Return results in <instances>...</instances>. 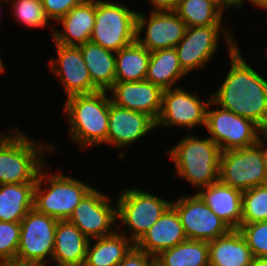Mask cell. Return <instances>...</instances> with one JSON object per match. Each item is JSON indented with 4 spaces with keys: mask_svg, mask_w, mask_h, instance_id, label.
Masks as SVG:
<instances>
[{
    "mask_svg": "<svg viewBox=\"0 0 267 266\" xmlns=\"http://www.w3.org/2000/svg\"><path fill=\"white\" fill-rule=\"evenodd\" d=\"M231 67L210 105L229 110L267 128V80L247 64L239 47L229 51Z\"/></svg>",
    "mask_w": 267,
    "mask_h": 266,
    "instance_id": "cell-1",
    "label": "cell"
},
{
    "mask_svg": "<svg viewBox=\"0 0 267 266\" xmlns=\"http://www.w3.org/2000/svg\"><path fill=\"white\" fill-rule=\"evenodd\" d=\"M13 131V132H12ZM20 133L16 127L0 136V185L36 182L46 166L44 154L54 151ZM44 153V154H43ZM45 163V164H44ZM44 165V166H43Z\"/></svg>",
    "mask_w": 267,
    "mask_h": 266,
    "instance_id": "cell-2",
    "label": "cell"
},
{
    "mask_svg": "<svg viewBox=\"0 0 267 266\" xmlns=\"http://www.w3.org/2000/svg\"><path fill=\"white\" fill-rule=\"evenodd\" d=\"M106 92L74 95L65 102L70 139L84 149L106 143L109 121V97Z\"/></svg>",
    "mask_w": 267,
    "mask_h": 266,
    "instance_id": "cell-3",
    "label": "cell"
},
{
    "mask_svg": "<svg viewBox=\"0 0 267 266\" xmlns=\"http://www.w3.org/2000/svg\"><path fill=\"white\" fill-rule=\"evenodd\" d=\"M168 155L178 177L201 189L219 181L220 147L209 137L188 135Z\"/></svg>",
    "mask_w": 267,
    "mask_h": 266,
    "instance_id": "cell-4",
    "label": "cell"
},
{
    "mask_svg": "<svg viewBox=\"0 0 267 266\" xmlns=\"http://www.w3.org/2000/svg\"><path fill=\"white\" fill-rule=\"evenodd\" d=\"M43 169L44 167L35 183L33 208L57 220H67L93 187L70 176L59 174V171L55 175H47ZM45 179L49 185L47 183V187L42 188Z\"/></svg>",
    "mask_w": 267,
    "mask_h": 266,
    "instance_id": "cell-5",
    "label": "cell"
},
{
    "mask_svg": "<svg viewBox=\"0 0 267 266\" xmlns=\"http://www.w3.org/2000/svg\"><path fill=\"white\" fill-rule=\"evenodd\" d=\"M137 12L126 5L95 0V25L90 41L118 52L136 40Z\"/></svg>",
    "mask_w": 267,
    "mask_h": 266,
    "instance_id": "cell-6",
    "label": "cell"
},
{
    "mask_svg": "<svg viewBox=\"0 0 267 266\" xmlns=\"http://www.w3.org/2000/svg\"><path fill=\"white\" fill-rule=\"evenodd\" d=\"M219 181L241 191L267 184L266 157L262 146L221 151Z\"/></svg>",
    "mask_w": 267,
    "mask_h": 266,
    "instance_id": "cell-7",
    "label": "cell"
},
{
    "mask_svg": "<svg viewBox=\"0 0 267 266\" xmlns=\"http://www.w3.org/2000/svg\"><path fill=\"white\" fill-rule=\"evenodd\" d=\"M58 220L32 208L20 222L16 265L37 266L52 262ZM46 259V260H45Z\"/></svg>",
    "mask_w": 267,
    "mask_h": 266,
    "instance_id": "cell-8",
    "label": "cell"
},
{
    "mask_svg": "<svg viewBox=\"0 0 267 266\" xmlns=\"http://www.w3.org/2000/svg\"><path fill=\"white\" fill-rule=\"evenodd\" d=\"M121 193L116 203L117 219L133 232L129 238L136 244L172 202L137 188L125 189Z\"/></svg>",
    "mask_w": 267,
    "mask_h": 266,
    "instance_id": "cell-9",
    "label": "cell"
},
{
    "mask_svg": "<svg viewBox=\"0 0 267 266\" xmlns=\"http://www.w3.org/2000/svg\"><path fill=\"white\" fill-rule=\"evenodd\" d=\"M222 25L187 27L184 37L174 47L182 69L188 74L195 69L203 68L217 50L220 32L224 41L233 51L238 45ZM224 29V30H223Z\"/></svg>",
    "mask_w": 267,
    "mask_h": 266,
    "instance_id": "cell-10",
    "label": "cell"
},
{
    "mask_svg": "<svg viewBox=\"0 0 267 266\" xmlns=\"http://www.w3.org/2000/svg\"><path fill=\"white\" fill-rule=\"evenodd\" d=\"M211 138L221 151L247 148L259 141L261 128L252 120L217 108L207 110L206 125Z\"/></svg>",
    "mask_w": 267,
    "mask_h": 266,
    "instance_id": "cell-11",
    "label": "cell"
},
{
    "mask_svg": "<svg viewBox=\"0 0 267 266\" xmlns=\"http://www.w3.org/2000/svg\"><path fill=\"white\" fill-rule=\"evenodd\" d=\"M188 240L210 242L227 234L231 228L220 219L202 200L194 196H182L172 202Z\"/></svg>",
    "mask_w": 267,
    "mask_h": 266,
    "instance_id": "cell-12",
    "label": "cell"
},
{
    "mask_svg": "<svg viewBox=\"0 0 267 266\" xmlns=\"http://www.w3.org/2000/svg\"><path fill=\"white\" fill-rule=\"evenodd\" d=\"M67 220L73 223L89 240H91L90 238H100L115 232L113 230L117 220V208L110 205L107 195L92 188Z\"/></svg>",
    "mask_w": 267,
    "mask_h": 266,
    "instance_id": "cell-13",
    "label": "cell"
},
{
    "mask_svg": "<svg viewBox=\"0 0 267 266\" xmlns=\"http://www.w3.org/2000/svg\"><path fill=\"white\" fill-rule=\"evenodd\" d=\"M197 95V92H187L180 87L163 90L156 126H181L188 129L202 124L205 126L211 97L207 99L209 102H203Z\"/></svg>",
    "mask_w": 267,
    "mask_h": 266,
    "instance_id": "cell-14",
    "label": "cell"
},
{
    "mask_svg": "<svg viewBox=\"0 0 267 266\" xmlns=\"http://www.w3.org/2000/svg\"><path fill=\"white\" fill-rule=\"evenodd\" d=\"M148 17L137 12L136 41L148 51L174 48L184 37L186 24L174 11L152 10ZM144 28L146 34L142 39Z\"/></svg>",
    "mask_w": 267,
    "mask_h": 266,
    "instance_id": "cell-15",
    "label": "cell"
},
{
    "mask_svg": "<svg viewBox=\"0 0 267 266\" xmlns=\"http://www.w3.org/2000/svg\"><path fill=\"white\" fill-rule=\"evenodd\" d=\"M58 59L51 58V71L62 82L66 97L99 91L93 84L80 47L55 43ZM57 62V63H56Z\"/></svg>",
    "mask_w": 267,
    "mask_h": 266,
    "instance_id": "cell-16",
    "label": "cell"
},
{
    "mask_svg": "<svg viewBox=\"0 0 267 266\" xmlns=\"http://www.w3.org/2000/svg\"><path fill=\"white\" fill-rule=\"evenodd\" d=\"M156 121L146 113L119 107L109 98V121L106 143L115 148L132 144L148 134Z\"/></svg>",
    "mask_w": 267,
    "mask_h": 266,
    "instance_id": "cell-17",
    "label": "cell"
},
{
    "mask_svg": "<svg viewBox=\"0 0 267 266\" xmlns=\"http://www.w3.org/2000/svg\"><path fill=\"white\" fill-rule=\"evenodd\" d=\"M111 92V102L133 111L146 113L157 121L162 102L163 90L147 81L115 82L107 91Z\"/></svg>",
    "mask_w": 267,
    "mask_h": 266,
    "instance_id": "cell-18",
    "label": "cell"
},
{
    "mask_svg": "<svg viewBox=\"0 0 267 266\" xmlns=\"http://www.w3.org/2000/svg\"><path fill=\"white\" fill-rule=\"evenodd\" d=\"M187 240L176 209L171 205L147 230L135 246L147 254L157 256Z\"/></svg>",
    "mask_w": 267,
    "mask_h": 266,
    "instance_id": "cell-19",
    "label": "cell"
},
{
    "mask_svg": "<svg viewBox=\"0 0 267 266\" xmlns=\"http://www.w3.org/2000/svg\"><path fill=\"white\" fill-rule=\"evenodd\" d=\"M58 23L63 25V32L50 27L55 43L79 47L90 41L95 25V0L73 7Z\"/></svg>",
    "mask_w": 267,
    "mask_h": 266,
    "instance_id": "cell-20",
    "label": "cell"
},
{
    "mask_svg": "<svg viewBox=\"0 0 267 266\" xmlns=\"http://www.w3.org/2000/svg\"><path fill=\"white\" fill-rule=\"evenodd\" d=\"M200 190L197 195L201 200L231 229H239L242 220L243 191L220 181Z\"/></svg>",
    "mask_w": 267,
    "mask_h": 266,
    "instance_id": "cell-21",
    "label": "cell"
},
{
    "mask_svg": "<svg viewBox=\"0 0 267 266\" xmlns=\"http://www.w3.org/2000/svg\"><path fill=\"white\" fill-rule=\"evenodd\" d=\"M89 239L68 220H58L52 262L57 266H84Z\"/></svg>",
    "mask_w": 267,
    "mask_h": 266,
    "instance_id": "cell-22",
    "label": "cell"
},
{
    "mask_svg": "<svg viewBox=\"0 0 267 266\" xmlns=\"http://www.w3.org/2000/svg\"><path fill=\"white\" fill-rule=\"evenodd\" d=\"M208 244L210 266H251L253 255L238 229H231Z\"/></svg>",
    "mask_w": 267,
    "mask_h": 266,
    "instance_id": "cell-23",
    "label": "cell"
},
{
    "mask_svg": "<svg viewBox=\"0 0 267 266\" xmlns=\"http://www.w3.org/2000/svg\"><path fill=\"white\" fill-rule=\"evenodd\" d=\"M79 47L92 84L99 91H108L115 83V52L91 41Z\"/></svg>",
    "mask_w": 267,
    "mask_h": 266,
    "instance_id": "cell-24",
    "label": "cell"
},
{
    "mask_svg": "<svg viewBox=\"0 0 267 266\" xmlns=\"http://www.w3.org/2000/svg\"><path fill=\"white\" fill-rule=\"evenodd\" d=\"M125 234L115 231L111 235L95 238L94 246L89 240L84 266H118L135 246Z\"/></svg>",
    "mask_w": 267,
    "mask_h": 266,
    "instance_id": "cell-25",
    "label": "cell"
},
{
    "mask_svg": "<svg viewBox=\"0 0 267 266\" xmlns=\"http://www.w3.org/2000/svg\"><path fill=\"white\" fill-rule=\"evenodd\" d=\"M35 183L0 185V221L21 222L33 208Z\"/></svg>",
    "mask_w": 267,
    "mask_h": 266,
    "instance_id": "cell-26",
    "label": "cell"
},
{
    "mask_svg": "<svg viewBox=\"0 0 267 266\" xmlns=\"http://www.w3.org/2000/svg\"><path fill=\"white\" fill-rule=\"evenodd\" d=\"M151 52L136 40L115 52V82H138L146 78Z\"/></svg>",
    "mask_w": 267,
    "mask_h": 266,
    "instance_id": "cell-27",
    "label": "cell"
},
{
    "mask_svg": "<svg viewBox=\"0 0 267 266\" xmlns=\"http://www.w3.org/2000/svg\"><path fill=\"white\" fill-rule=\"evenodd\" d=\"M186 75L187 73L180 65L175 48L151 52L145 80L166 90L174 88L173 85Z\"/></svg>",
    "mask_w": 267,
    "mask_h": 266,
    "instance_id": "cell-28",
    "label": "cell"
},
{
    "mask_svg": "<svg viewBox=\"0 0 267 266\" xmlns=\"http://www.w3.org/2000/svg\"><path fill=\"white\" fill-rule=\"evenodd\" d=\"M156 266H210L209 244L206 241L186 240L161 251Z\"/></svg>",
    "mask_w": 267,
    "mask_h": 266,
    "instance_id": "cell-29",
    "label": "cell"
},
{
    "mask_svg": "<svg viewBox=\"0 0 267 266\" xmlns=\"http://www.w3.org/2000/svg\"><path fill=\"white\" fill-rule=\"evenodd\" d=\"M174 12L186 27L222 25V12L207 0H181Z\"/></svg>",
    "mask_w": 267,
    "mask_h": 266,
    "instance_id": "cell-30",
    "label": "cell"
},
{
    "mask_svg": "<svg viewBox=\"0 0 267 266\" xmlns=\"http://www.w3.org/2000/svg\"><path fill=\"white\" fill-rule=\"evenodd\" d=\"M267 221V184L243 191L241 224Z\"/></svg>",
    "mask_w": 267,
    "mask_h": 266,
    "instance_id": "cell-31",
    "label": "cell"
},
{
    "mask_svg": "<svg viewBox=\"0 0 267 266\" xmlns=\"http://www.w3.org/2000/svg\"><path fill=\"white\" fill-rule=\"evenodd\" d=\"M12 4V13L25 26L43 28L48 24L49 19L44 12L42 0H14Z\"/></svg>",
    "mask_w": 267,
    "mask_h": 266,
    "instance_id": "cell-32",
    "label": "cell"
},
{
    "mask_svg": "<svg viewBox=\"0 0 267 266\" xmlns=\"http://www.w3.org/2000/svg\"><path fill=\"white\" fill-rule=\"evenodd\" d=\"M20 242V222L0 221V265L16 264Z\"/></svg>",
    "mask_w": 267,
    "mask_h": 266,
    "instance_id": "cell-33",
    "label": "cell"
},
{
    "mask_svg": "<svg viewBox=\"0 0 267 266\" xmlns=\"http://www.w3.org/2000/svg\"><path fill=\"white\" fill-rule=\"evenodd\" d=\"M253 257H267V221L241 224L238 229Z\"/></svg>",
    "mask_w": 267,
    "mask_h": 266,
    "instance_id": "cell-34",
    "label": "cell"
},
{
    "mask_svg": "<svg viewBox=\"0 0 267 266\" xmlns=\"http://www.w3.org/2000/svg\"><path fill=\"white\" fill-rule=\"evenodd\" d=\"M87 0H42L44 12L51 21H59L73 7L78 6Z\"/></svg>",
    "mask_w": 267,
    "mask_h": 266,
    "instance_id": "cell-35",
    "label": "cell"
},
{
    "mask_svg": "<svg viewBox=\"0 0 267 266\" xmlns=\"http://www.w3.org/2000/svg\"><path fill=\"white\" fill-rule=\"evenodd\" d=\"M118 266H156V256L134 246Z\"/></svg>",
    "mask_w": 267,
    "mask_h": 266,
    "instance_id": "cell-36",
    "label": "cell"
},
{
    "mask_svg": "<svg viewBox=\"0 0 267 266\" xmlns=\"http://www.w3.org/2000/svg\"><path fill=\"white\" fill-rule=\"evenodd\" d=\"M153 11H174L181 0H149Z\"/></svg>",
    "mask_w": 267,
    "mask_h": 266,
    "instance_id": "cell-37",
    "label": "cell"
},
{
    "mask_svg": "<svg viewBox=\"0 0 267 266\" xmlns=\"http://www.w3.org/2000/svg\"><path fill=\"white\" fill-rule=\"evenodd\" d=\"M213 3L222 13H224V9L228 10V8L233 7L227 0H207Z\"/></svg>",
    "mask_w": 267,
    "mask_h": 266,
    "instance_id": "cell-38",
    "label": "cell"
},
{
    "mask_svg": "<svg viewBox=\"0 0 267 266\" xmlns=\"http://www.w3.org/2000/svg\"><path fill=\"white\" fill-rule=\"evenodd\" d=\"M264 140H267V128L261 129V132L259 135V141H258V143L262 146V149L264 150L265 157H266V165H267V145H265L266 141L264 142Z\"/></svg>",
    "mask_w": 267,
    "mask_h": 266,
    "instance_id": "cell-39",
    "label": "cell"
},
{
    "mask_svg": "<svg viewBox=\"0 0 267 266\" xmlns=\"http://www.w3.org/2000/svg\"><path fill=\"white\" fill-rule=\"evenodd\" d=\"M251 266H267V257H253Z\"/></svg>",
    "mask_w": 267,
    "mask_h": 266,
    "instance_id": "cell-40",
    "label": "cell"
},
{
    "mask_svg": "<svg viewBox=\"0 0 267 266\" xmlns=\"http://www.w3.org/2000/svg\"><path fill=\"white\" fill-rule=\"evenodd\" d=\"M248 1H250L254 6L256 5L261 9L263 8L267 10V0H248Z\"/></svg>",
    "mask_w": 267,
    "mask_h": 266,
    "instance_id": "cell-41",
    "label": "cell"
},
{
    "mask_svg": "<svg viewBox=\"0 0 267 266\" xmlns=\"http://www.w3.org/2000/svg\"><path fill=\"white\" fill-rule=\"evenodd\" d=\"M234 8V6L236 7H240L243 3L244 0H227Z\"/></svg>",
    "mask_w": 267,
    "mask_h": 266,
    "instance_id": "cell-42",
    "label": "cell"
},
{
    "mask_svg": "<svg viewBox=\"0 0 267 266\" xmlns=\"http://www.w3.org/2000/svg\"><path fill=\"white\" fill-rule=\"evenodd\" d=\"M1 56V55H0ZM5 68H4V64L2 62V59L0 57V73L4 72Z\"/></svg>",
    "mask_w": 267,
    "mask_h": 266,
    "instance_id": "cell-43",
    "label": "cell"
},
{
    "mask_svg": "<svg viewBox=\"0 0 267 266\" xmlns=\"http://www.w3.org/2000/svg\"><path fill=\"white\" fill-rule=\"evenodd\" d=\"M37 266H46V264H43V265H37ZM48 266V265H47ZM51 266H57V265H51Z\"/></svg>",
    "mask_w": 267,
    "mask_h": 266,
    "instance_id": "cell-44",
    "label": "cell"
}]
</instances>
